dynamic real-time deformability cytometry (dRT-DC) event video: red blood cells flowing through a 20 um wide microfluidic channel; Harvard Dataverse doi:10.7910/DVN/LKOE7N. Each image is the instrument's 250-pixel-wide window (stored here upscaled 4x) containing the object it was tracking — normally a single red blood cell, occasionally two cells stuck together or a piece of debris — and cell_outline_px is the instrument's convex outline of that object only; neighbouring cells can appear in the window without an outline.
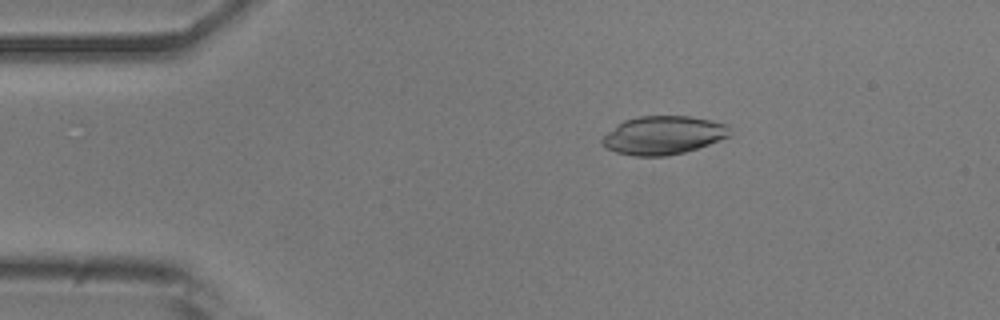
{"species": "common noctule bat (a hibernating species)", "species_latin": "Nyctalus noctula", "temperature_condition": "room temperature", "stored_images_in_passage": 12, "camera_frame_rate_fps": 3000, "um_per_image_px": 0.085, "animal": {"sex": "male", "body_mass_g": 20.5, "forearm_length_mm": 52.5}, "frame": {"image": 1, "passage_image": 7, "time_ms": 2.0, "image_size_px": [1000, 320], "cell_outline_px": [[732, 136], [684, 152], [668, 156], [636, 156], [616, 152], [604, 148], [600, 144], [600, 140], [616, 124], [624, 120], [640, 116], [688, 116], [708, 120], [724, 124], [732, 132]], "centroid_in_image_um": [56.33, 11.5], "position_along_channel_um": 28.7, "area_um2": 28.55}}